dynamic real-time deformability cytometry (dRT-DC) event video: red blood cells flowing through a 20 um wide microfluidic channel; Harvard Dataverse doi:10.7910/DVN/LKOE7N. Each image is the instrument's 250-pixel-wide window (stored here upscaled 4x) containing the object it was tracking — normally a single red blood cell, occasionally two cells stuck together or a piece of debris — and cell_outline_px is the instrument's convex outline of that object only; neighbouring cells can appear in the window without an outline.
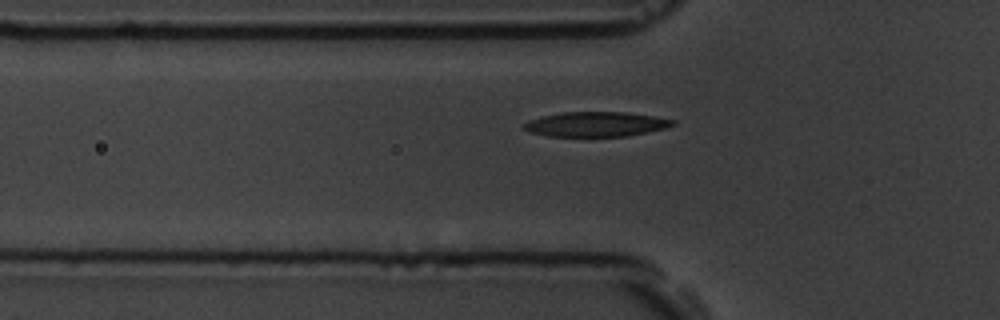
{"species": "common noctule bat (a hibernating species)", "species_latin": "Nyctalus noctula", "temperature_condition": "room temperature", "stored_images_in_passage": 34, "camera_frame_rate_fps": 3000, "um_per_image_px": 0.085, "animal": {"sex": "male", "body_mass_g": 19.5, "forearm_length_mm": 54.6}, "frame": {"image": 1, "passage_image": 2, "time_ms": 0.333, "image_size_px": [1000, 320], "cell_outline_px": [[676, 124], [664, 128], [628, 136], [548, 136], [528, 132], [520, 124], [528, 120], [560, 112], [628, 112], [676, 120]], "centroid_in_image_um": [50.62, 10.55], "position_along_channel_um": 75.2, "area_um2": 21.5}}
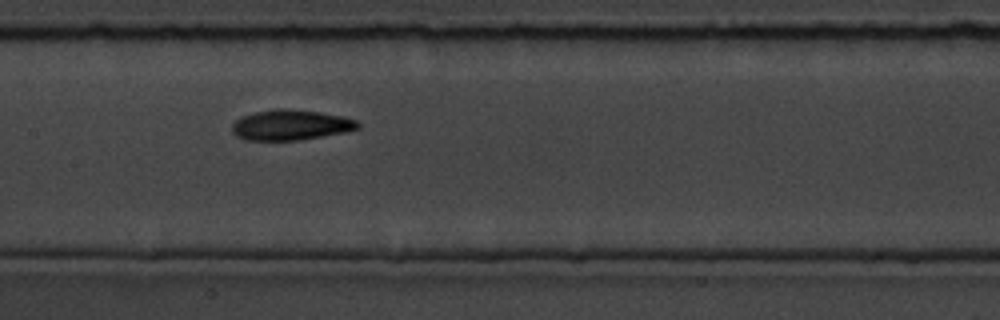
{"frame": {"image": 2, "passage_image": 11, "time_ms": 3.333, "image_size_px": [1000, 320], "cell_outline_px": [[360, 128], [348, 132], [300, 140], [244, 140], [236, 136], [232, 132], [232, 124], [240, 116], [256, 112], [280, 108], [288, 108], [320, 112], [344, 116], [356, 120], [360, 124]], "centroid_in_image_um": [24.73, 10.62], "position_along_channel_um": 182.7, "area_um2": 22.54}}
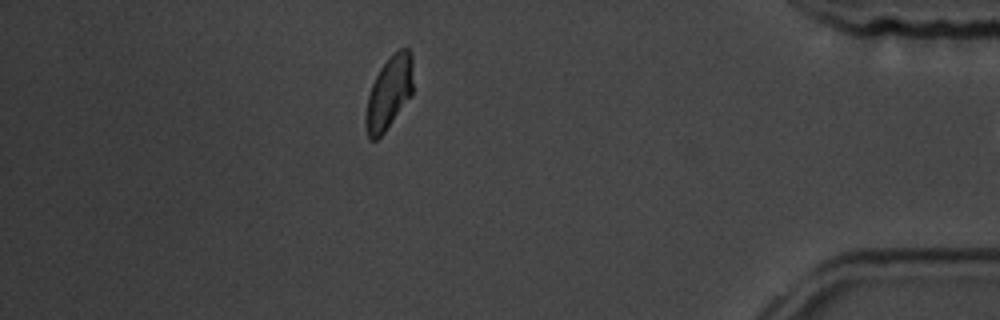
{"frame": {"image": 3, "passage_image": 33, "time_ms": 10.667, "image_size_px": [1000, 320], "cell_outline_px": [[412, 96], [384, 132], [376, 140], [368, 140], [364, 124], [364, 116], [368, 96], [372, 84], [380, 68], [400, 48], [408, 48], [412, 56]], "centroid_in_image_um": [33.05, 7.94], "position_along_channel_um": 402.2, "area_um2": 20.11}}